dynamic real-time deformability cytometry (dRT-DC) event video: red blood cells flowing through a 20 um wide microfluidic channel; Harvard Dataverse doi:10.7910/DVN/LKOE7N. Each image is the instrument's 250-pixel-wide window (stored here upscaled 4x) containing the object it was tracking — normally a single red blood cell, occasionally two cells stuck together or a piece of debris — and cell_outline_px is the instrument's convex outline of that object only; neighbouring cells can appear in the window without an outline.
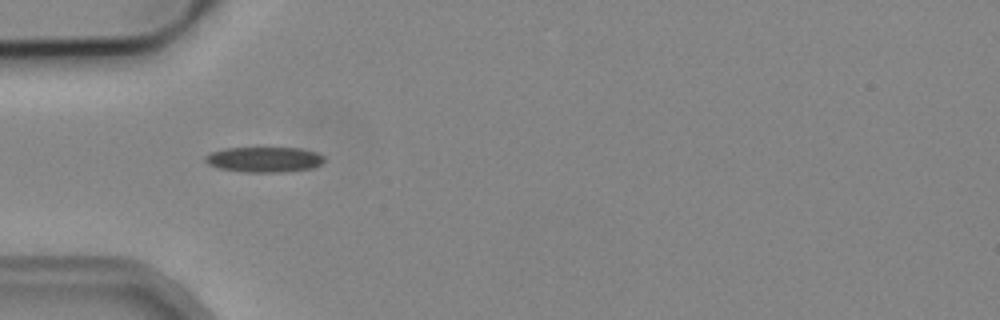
{"species": "common noctule bat (a hibernating species)", "species_latin": "Nyctalus noctula", "temperature_condition": "cold", "stored_images_in_passage": 6, "camera_frame_rate_fps": 3000, "um_per_image_px": 0.085, "animal": {"sex": "male", "body_mass_g": 19.2, "forearm_length_mm": 51.8}, "frame": {"image": 1, "passage_image": 5, "time_ms": 5.667, "image_size_px": [1000, 320], "cell_outline_px": [[324, 160], [320, 164], [312, 168], [284, 172], [244, 172], [220, 168], [208, 164], [204, 160], [204, 156], [212, 152], [224, 148], [300, 148], [316, 152], [324, 156]], "centroid_in_image_um": [22.45, 13.56], "position_along_channel_um": 62.5, "area_um2": 17.51}}